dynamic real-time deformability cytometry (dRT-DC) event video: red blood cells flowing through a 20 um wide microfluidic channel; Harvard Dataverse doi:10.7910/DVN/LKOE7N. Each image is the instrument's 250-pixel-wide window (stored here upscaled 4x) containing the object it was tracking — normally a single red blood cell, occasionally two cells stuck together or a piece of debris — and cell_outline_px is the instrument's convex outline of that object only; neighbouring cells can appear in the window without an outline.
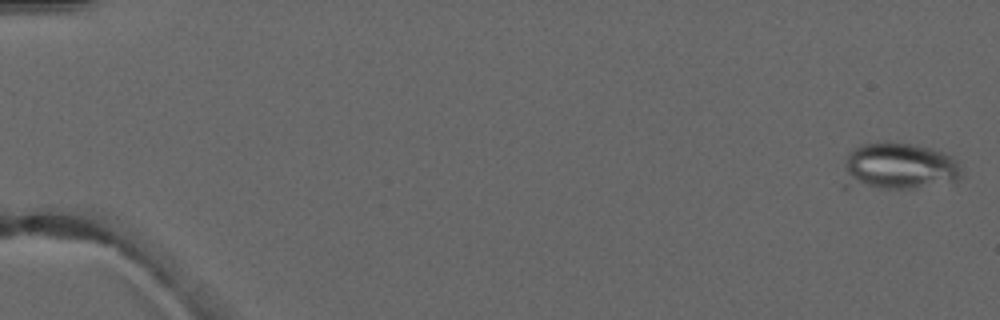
{"species": "common noctule bat (a hibernating species)", "species_latin": "Nyctalus noctula", "temperature_condition": "warm", "stored_images_in_passage": 4, "camera_frame_rate_fps": 3000, "um_per_image_px": 0.085, "animal": {"sex": "male", "forearm_length_mm": 52.5}, "frame": {"image": 1, "passage_image": 2, "time_ms": 1.333, "image_size_px": [1000, 320], "cell_outline_px": [[960, 176], [956, 180], [916, 188], [844, 188], [844, 160], [848, 152], [860, 144], [876, 140], [888, 140], [912, 144], [932, 148], [944, 152], [952, 156], [956, 160], [960, 168]], "centroid_in_image_um": [76.29, 14.11], "position_along_channel_um": 8.7, "area_um2": 33.29}}